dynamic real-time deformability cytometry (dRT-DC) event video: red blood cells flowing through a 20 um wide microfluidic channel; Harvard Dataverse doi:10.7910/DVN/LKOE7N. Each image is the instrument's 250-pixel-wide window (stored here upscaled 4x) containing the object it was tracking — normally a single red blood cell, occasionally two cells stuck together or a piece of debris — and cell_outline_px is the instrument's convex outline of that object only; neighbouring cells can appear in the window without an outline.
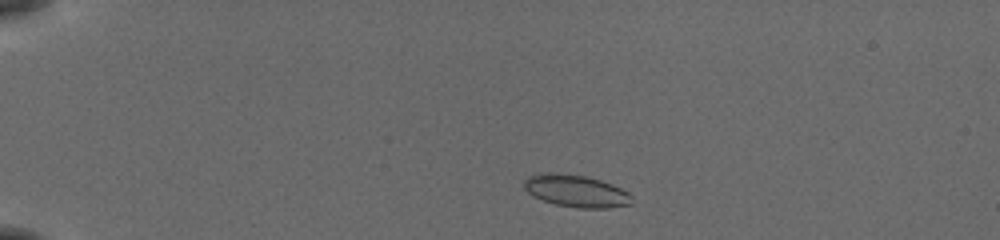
{"species": "common noctule bat (a hibernating species)", "species_latin": "Nyctalus noctula", "temperature_condition": "cold", "stored_images_in_passage": 46, "camera_frame_rate_fps": 3000, "um_per_image_px": 0.085, "animal": {"sex": "female", "body_mass_g": 19.5, "forearm_length_mm": 54.1}, "frame": {"image": 1, "passage_image": 4, "time_ms": 1.0, "image_size_px": [1000, 240], "cell_outline_px": [[632, 204], [608, 208], [576, 208], [556, 204], [532, 196], [524, 188], [524, 180], [528, 176], [540, 172], [548, 172], [584, 176], [600, 180], [612, 184], [628, 192], [632, 196]], "centroid_in_image_um": [48.95, 16.23], "position_along_channel_um": 36.0, "area_um2": 20.23}}
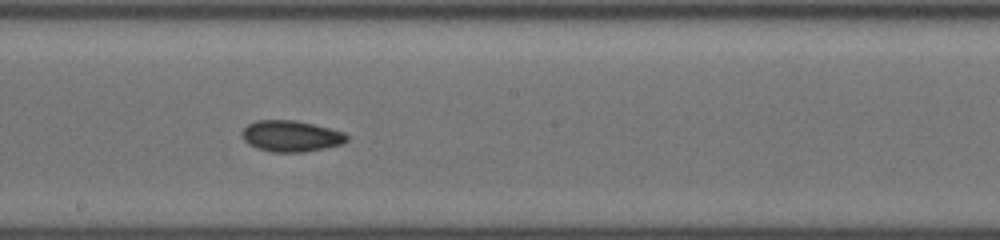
{"frame": {"image": 2, "passage_image": 24, "time_ms": 7.667, "image_size_px": [1000, 240], "cell_outline_px": [[348, 140], [340, 144], [324, 148], [304, 152], [272, 152], [256, 148], [248, 144], [240, 136], [240, 132], [248, 124], [256, 120], [296, 120], [344, 132], [348, 136]], "centroid_in_image_um": [24.68, 11.57], "position_along_channel_um": 223.5, "area_um2": 19.07}}
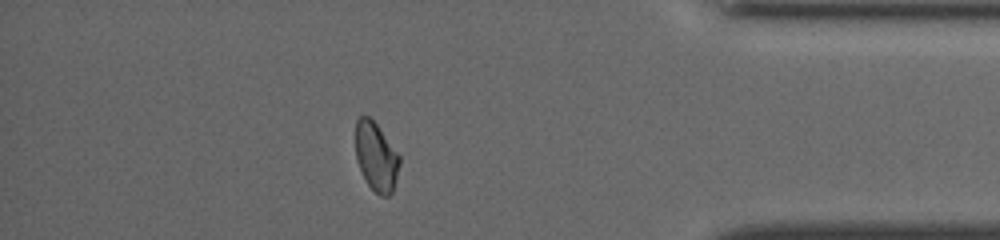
{"frame": {"image": 3, "passage_image": 40, "time_ms": 13.0, "image_size_px": [1000, 240], "cell_outline_px": [[400, 164], [392, 192], [388, 196], [380, 196], [368, 184], [356, 160], [356, 120], [360, 116], [368, 116], [376, 124], [400, 156]], "centroid_in_image_um": [31.97, 13.32], "position_along_channel_um": 403.2, "area_um2": 17.28}, "authors_computed_cell_mechanics": {"area_um2": 18.6983, "velocity_mm_per_s": 3.861, "shape_relaxation_time_tau1_ms": null, "shape_relaxation_time_tau2_ms": 7.3409, "deformation_change_tau1": null, "deformation_change_tau2": 0.0959}}